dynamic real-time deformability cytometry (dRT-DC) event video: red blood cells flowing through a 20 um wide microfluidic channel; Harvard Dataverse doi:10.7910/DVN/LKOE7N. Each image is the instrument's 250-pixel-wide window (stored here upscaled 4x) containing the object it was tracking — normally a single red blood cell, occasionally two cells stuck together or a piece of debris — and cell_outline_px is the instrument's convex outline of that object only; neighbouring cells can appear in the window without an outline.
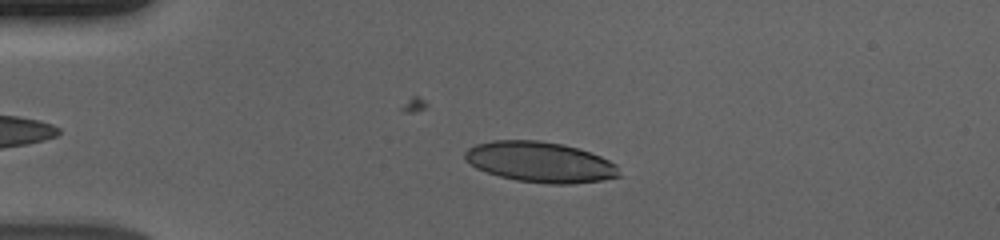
{"species": "human", "species_latin": "Homo sapiens", "temperature_condition": "cold", "stored_images_in_passage": 48, "camera_frame_rate_fps": 3000, "um_per_image_px": 0.085, "donor": {"sex": "male"}, "frame": {"image": 1, "passage_image": 12, "time_ms": 3.667, "image_size_px": [1000, 240], "cell_outline_px": [[620, 176], [600, 180], [572, 184], [548, 184], [516, 180], [500, 176], [476, 168], [464, 160], [464, 152], [468, 148], [476, 144], [492, 140], [536, 140], [560, 144], [576, 148], [600, 156], [616, 164]], "centroid_in_image_um": [45.86, 13.77], "position_along_channel_um": 39.1, "area_um2": 36.18}}
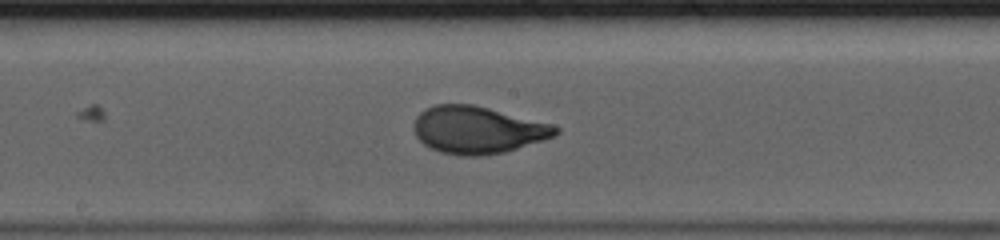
{"frame": {"image": 2, "passage_image": 29, "time_ms": 9.333, "image_size_px": [1000, 240], "cell_outline_px": [[560, 132], [552, 136], [504, 152], [480, 156], [460, 156], [440, 152], [428, 148], [416, 136], [412, 128], [412, 124], [416, 116], [424, 108], [432, 104], [472, 104], [552, 124], [560, 128]], "centroid_in_image_um": [40.51, 11.04], "position_along_channel_um": 207.7, "area_um2": 39.02}}
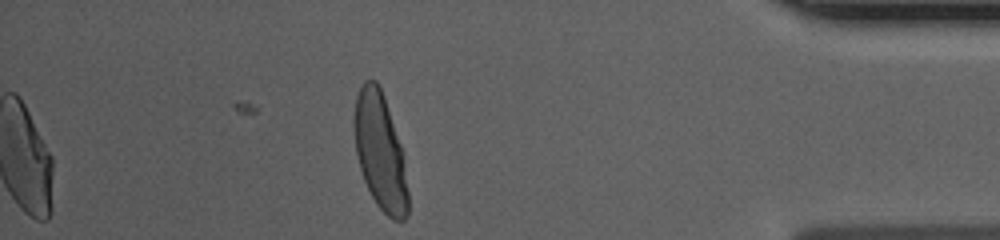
{"frame": {"image": 3, "passage_image": 48, "time_ms": 15.667, "image_size_px": [1000, 240], "cell_outline_px": [[408, 216], [404, 220], [392, 220], [376, 204], [364, 180], [360, 168], [356, 152], [352, 124], [352, 120], [356, 96], [364, 80], [376, 80], [380, 84], [400, 144], [404, 160], [408, 192]], "centroid_in_image_um": [32.29, 12.87], "position_along_channel_um": 402.9, "area_um2": 36.7}, "authors_computed_cell_mechanics": {"area_um2": 37.4833, "velocity_mm_per_s": 3.6796, "shape_relaxation_time_tau1_ms": 2.9256, "shape_relaxation_time_tau2_ms": null, "deformation_change_tau1": 0.1841, "deformation_change_tau2": null}}